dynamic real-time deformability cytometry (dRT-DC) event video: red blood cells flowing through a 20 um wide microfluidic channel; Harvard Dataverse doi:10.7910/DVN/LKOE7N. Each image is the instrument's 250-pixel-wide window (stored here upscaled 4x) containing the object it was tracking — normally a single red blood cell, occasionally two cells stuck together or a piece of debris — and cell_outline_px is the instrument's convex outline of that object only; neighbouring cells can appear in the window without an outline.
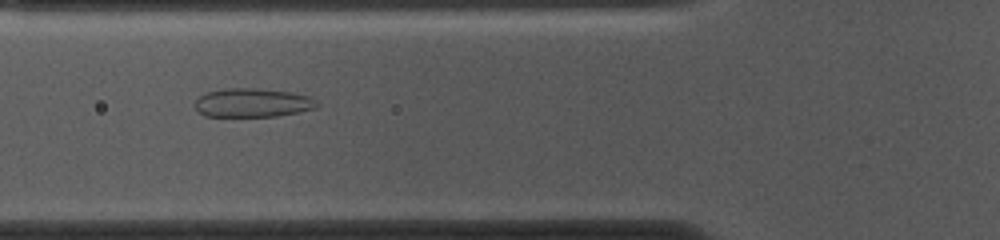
{"species": "common noctule bat (a hibernating species)", "species_latin": "Nyctalus noctula", "temperature_condition": "cold", "stored_images_in_passage": 53, "camera_frame_rate_fps": 3000, "um_per_image_px": 0.085, "animal": {"sex": "female", "body_mass_g": 10.0, "forearm_length_mm": 53.1}, "frame": {"image": 1, "passage_image": 18, "time_ms": 5.667, "image_size_px": [1000, 240], "cell_outline_px": [[320, 104], [316, 108], [300, 112], [276, 116], [204, 116], [196, 108], [196, 100], [200, 96], [208, 92], [224, 88], [256, 88], [292, 92], [308, 96], [316, 100]], "centroid_in_image_um": [21.51, 8.73], "position_along_channel_um": 104.3, "area_um2": 20.46}}
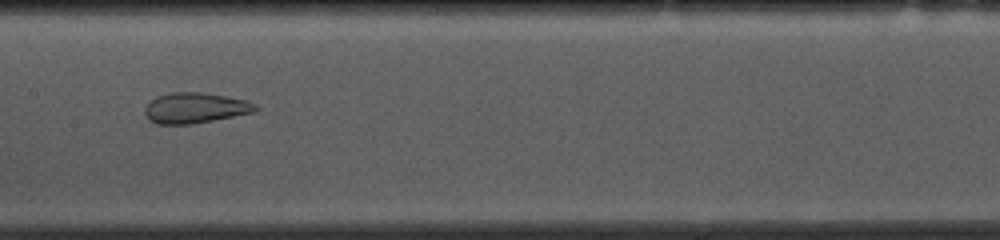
{"frame": {"image": 2, "passage_image": 25, "time_ms": 8.0, "image_size_px": [1000, 240], "cell_outline_px": [[260, 108], [256, 112], [192, 124], [156, 124], [148, 120], [144, 112], [144, 108], [156, 96], [172, 92], [200, 92], [248, 100], [256, 104]], "centroid_in_image_um": [16.6, 9.18], "position_along_channel_um": 190.8, "area_um2": 19.83}}
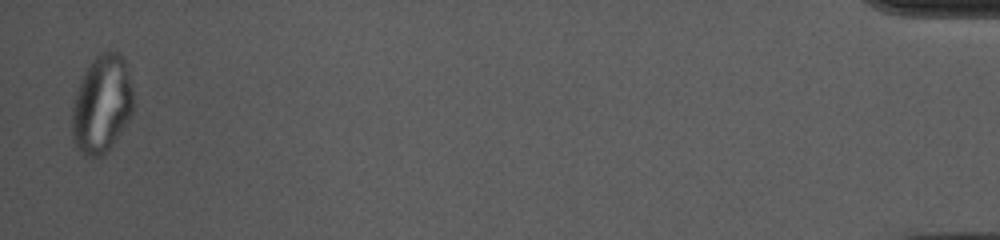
{"frame": {"image": 3, "passage_image": 52, "time_ms": 17.0, "image_size_px": [1000, 240], "cell_outline_px": [[132, 116], [104, 156], [88, 156], [80, 152], [76, 148], [72, 140], [72, 104], [80, 80], [84, 72], [92, 60], [100, 52], [120, 52], [124, 56], [132, 88]], "centroid_in_image_um": [8.64, 8.86], "position_along_channel_um": 426.6, "area_um2": 35.14}, "authors_computed_cell_mechanics": {"area_um2": 27.744, "velocity_mm_per_s": 3.6812, "shape_relaxation_time_tau1_ms": null, "shape_relaxation_time_tau2_ms": 0.9053, "deformation_change_tau1": null, "deformation_change_tau2": 0.0636}}